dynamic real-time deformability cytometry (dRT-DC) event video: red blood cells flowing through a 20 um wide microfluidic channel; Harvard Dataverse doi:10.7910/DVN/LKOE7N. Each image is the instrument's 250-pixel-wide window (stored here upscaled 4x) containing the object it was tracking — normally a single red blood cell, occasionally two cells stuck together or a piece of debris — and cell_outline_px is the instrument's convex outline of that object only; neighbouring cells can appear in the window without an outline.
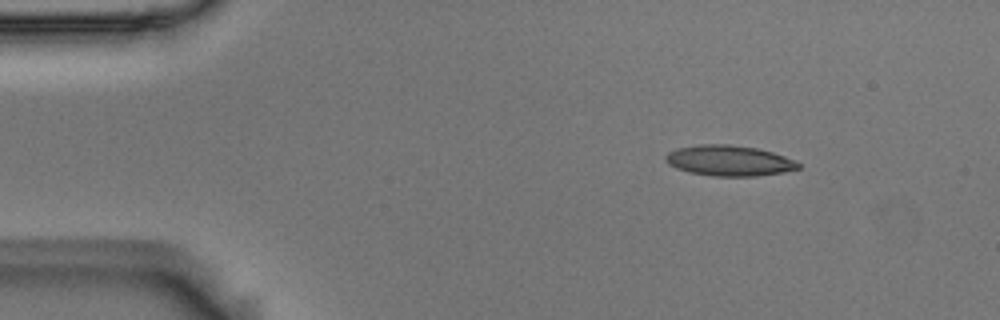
{"species": "Egyptian fruit bat (a non-hibernating species)", "species_latin": "Rousettus aegyptiacus", "temperature_condition": "room temperature", "stored_images_in_passage": 5, "camera_frame_rate_fps": 3000, "um_per_image_px": 0.085, "animal": {"sex": "male"}, "frame": {"image": 1, "passage_image": 2, "time_ms": 0.333, "image_size_px": [1000, 320], "cell_outline_px": [[800, 168], [784, 172], [756, 176], [712, 176], [688, 172], [676, 168], [668, 164], [664, 160], [664, 156], [668, 152], [676, 148], [700, 144], [728, 144], [756, 148], [772, 152], [796, 160], [800, 164]], "centroid_in_image_um": [61.95, 13.65], "position_along_channel_um": 23.1, "area_um2": 23.81}}